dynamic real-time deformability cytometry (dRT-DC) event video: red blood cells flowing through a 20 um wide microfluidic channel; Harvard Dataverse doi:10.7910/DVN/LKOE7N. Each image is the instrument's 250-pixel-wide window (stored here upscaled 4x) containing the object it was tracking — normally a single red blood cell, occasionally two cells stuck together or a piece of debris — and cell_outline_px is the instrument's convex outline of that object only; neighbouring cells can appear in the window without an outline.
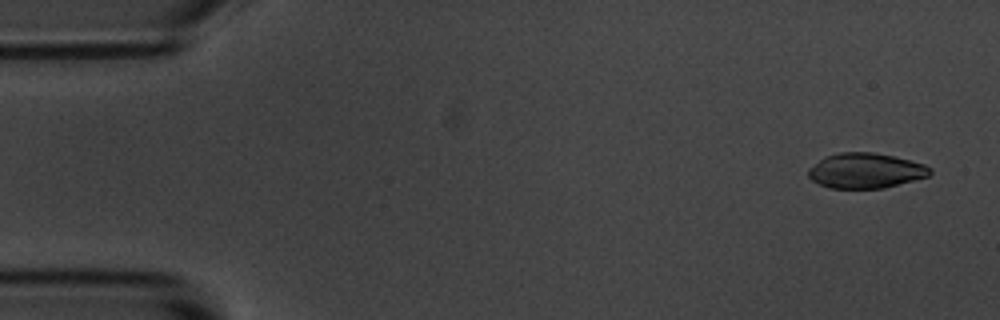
{"species": "common noctule bat (a hibernating species)", "species_latin": "Nyctalus noctula", "temperature_condition": "room temperature", "stored_images_in_passage": 4, "camera_frame_rate_fps": 3000, "um_per_image_px": 0.085, "animal": {"sex": "male", "body_mass_g": 20.1, "forearm_length_mm": 53.5}, "frame": {"image": 1, "passage_image": 1, "time_ms": 0.0, "image_size_px": [1000, 320], "cell_outline_px": [[932, 172], [928, 176], [884, 188], [828, 188], [812, 180], [808, 176], [808, 168], [824, 156], [840, 152], [872, 152], [892, 156], [924, 164], [932, 168]], "centroid_in_image_um": [73.55, 14.5], "position_along_channel_um": 11.5, "area_um2": 24.85}}
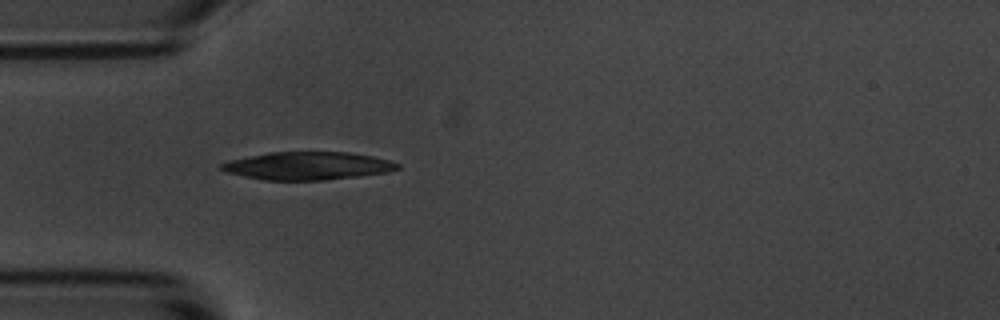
{"frame": {"image": 2, "passage_image": 4, "time_ms": 4.333, "image_size_px": [1000, 320], "cell_outline_px": [[400, 168], [384, 172], [356, 176], [324, 180], [264, 180], [224, 172], [220, 168], [220, 164], [228, 160], [268, 152], [348, 152], [372, 156], [388, 160], [400, 164]], "centroid_in_image_um": [26.09, 14.09], "position_along_channel_um": 58.9, "area_um2": 28.5}}